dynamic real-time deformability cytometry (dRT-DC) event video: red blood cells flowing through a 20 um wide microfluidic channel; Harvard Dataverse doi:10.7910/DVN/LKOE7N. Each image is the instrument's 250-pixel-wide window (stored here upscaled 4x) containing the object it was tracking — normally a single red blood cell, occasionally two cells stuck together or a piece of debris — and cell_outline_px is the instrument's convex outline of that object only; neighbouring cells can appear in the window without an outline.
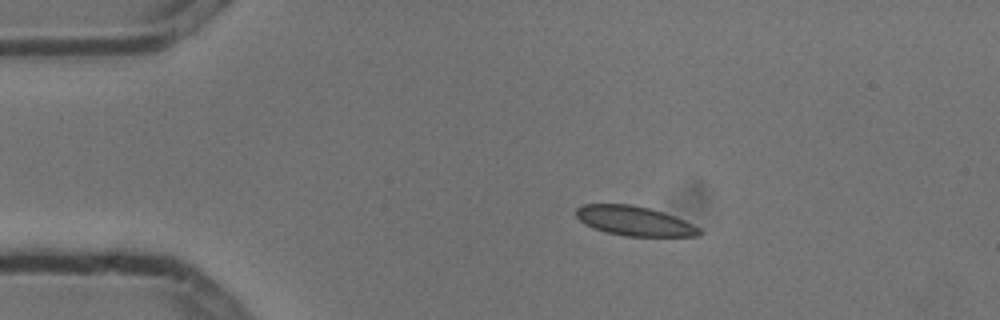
{"species": "common noctule bat (a hibernating species)", "species_latin": "Nyctalus noctula", "temperature_condition": "cold", "stored_images_in_passage": 4, "camera_frame_rate_fps": 3000, "um_per_image_px": 0.085, "animal": {"sex": "male", "body_mass_g": 13.3}, "frame": {"image": 1, "passage_image": 1, "time_ms": 0.0, "image_size_px": [1000, 320], "cell_outline_px": [[704, 232], [696, 236], [624, 236], [604, 232], [584, 224], [576, 216], [576, 208], [584, 204], [628, 204], [648, 208], [684, 220], [700, 228]], "centroid_in_image_um": [53.89, 18.79], "position_along_channel_um": 31.1, "area_um2": 21.04}}
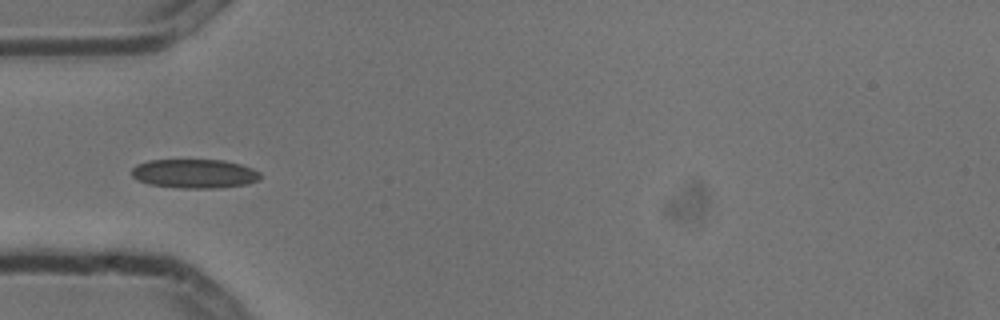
{"frame": {"image": 2, "passage_image": 3, "time_ms": 0.667, "image_size_px": [1000, 320], "cell_outline_px": [[260, 180], [248, 184], [220, 188], [180, 188], [148, 184], [136, 180], [132, 176], [132, 168], [136, 164], [148, 160], [224, 160], [240, 164], [252, 168], [260, 172]], "centroid_in_image_um": [16.53, 14.76], "position_along_channel_um": 68.5, "area_um2": 22.02}}
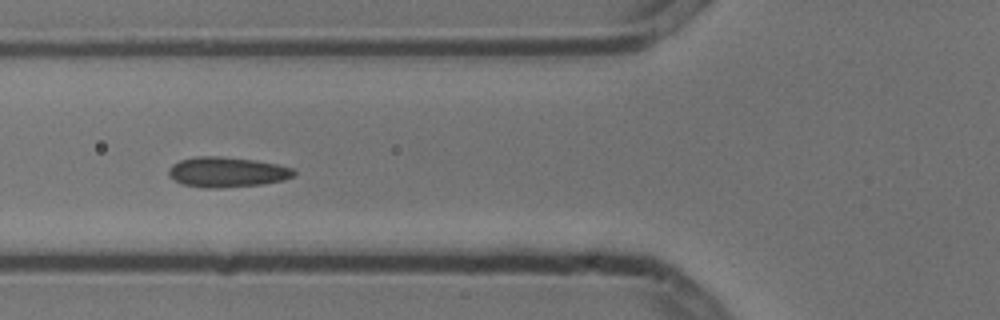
{"frame": {"image": 3, "passage_image": 4, "time_ms": 1.0, "image_size_px": [1000, 320], "cell_outline_px": [[296, 172], [292, 176], [284, 180], [264, 184], [220, 188], [204, 188], [180, 184], [172, 180], [168, 176], [168, 168], [172, 164], [180, 160], [196, 156], [216, 156], [256, 160], [276, 164], [292, 168]], "centroid_in_image_um": [19.23, 14.63], "position_along_channel_um": 106.6, "area_um2": 22.25}}